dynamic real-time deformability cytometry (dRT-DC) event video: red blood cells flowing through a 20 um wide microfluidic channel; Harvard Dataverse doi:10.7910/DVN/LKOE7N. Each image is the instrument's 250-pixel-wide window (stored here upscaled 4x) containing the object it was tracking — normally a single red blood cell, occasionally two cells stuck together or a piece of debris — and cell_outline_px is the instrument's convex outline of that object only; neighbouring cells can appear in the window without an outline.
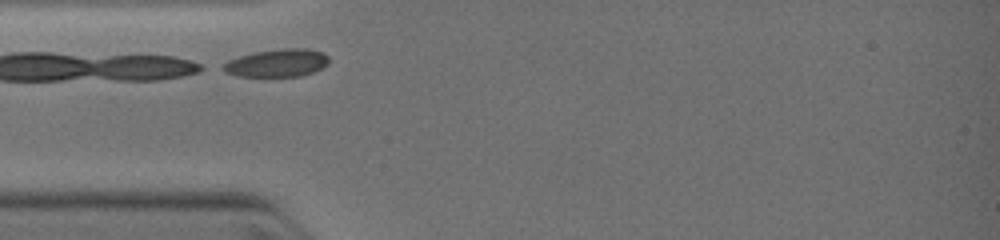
{"species": "common noctule bat (a hibernating species)", "species_latin": "Nyctalus noctula", "temperature_condition": "warm", "stored_images_in_passage": 11, "camera_frame_rate_fps": 3000, "um_per_image_px": 0.085, "animal": {"sex": "female", "body_mass_g": 19.0, "forearm_length_mm": 51.5}, "frame": {"image": 1, "passage_image": 1, "time_ms": 0.0, "image_size_px": [1000, 240], "cell_outline_px": [[328, 64], [312, 72], [300, 76], [236, 76], [224, 72], [216, 68], [228, 60], [252, 52], [284, 48], [304, 48], [324, 52], [328, 56]], "centroid_in_image_um": [23.48, 5.35], "position_along_channel_um": 61.5, "area_um2": 17.34}}
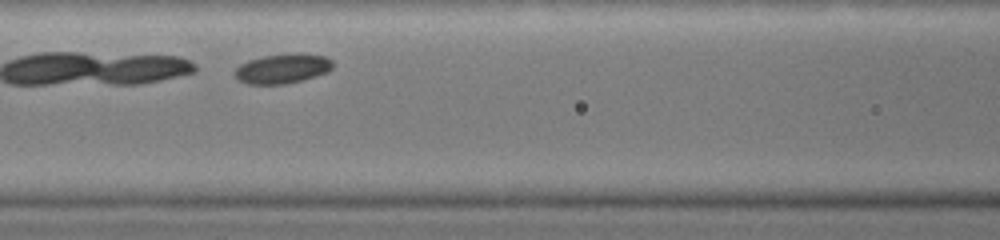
{"frame": {"image": 2, "passage_image": 4, "time_ms": 1.667, "image_size_px": [1000, 240], "cell_outline_px": [[332, 68], [328, 72], [304, 80], [284, 84], [248, 84], [240, 80], [232, 72], [240, 64], [248, 60], [264, 56], [300, 52], [324, 56], [332, 60]], "centroid_in_image_um": [24.03, 5.82], "position_along_channel_um": 142.6, "area_um2": 17.05}}